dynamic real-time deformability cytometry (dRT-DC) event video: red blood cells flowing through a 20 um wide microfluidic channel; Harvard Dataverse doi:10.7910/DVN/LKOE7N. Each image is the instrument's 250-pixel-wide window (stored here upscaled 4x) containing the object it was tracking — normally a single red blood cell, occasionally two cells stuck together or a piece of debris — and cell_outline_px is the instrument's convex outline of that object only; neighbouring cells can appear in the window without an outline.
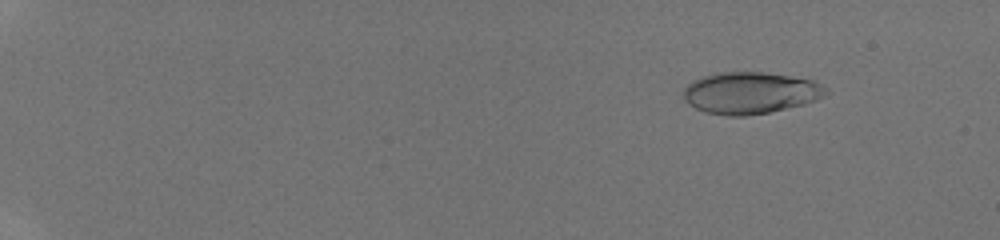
{"species": "human", "species_latin": "Homo sapiens", "temperature_condition": "room temperature", "stored_images_in_passage": 43, "camera_frame_rate_fps": 3000, "um_per_image_px": 0.085, "donor": {"sex": "male"}, "frame": {"image": 1, "passage_image": 3, "time_ms": 0.667, "image_size_px": [1000, 240], "cell_outline_px": [[832, 92], [816, 100], [804, 104], [768, 112], [748, 116], [728, 116], [704, 112], [688, 104], [684, 100], [684, 88], [692, 80], [700, 76], [720, 72], [764, 72], [816, 80], [828, 88]], "centroid_in_image_um": [63.8, 7.89], "position_along_channel_um": 21.2, "area_um2": 35.08}}
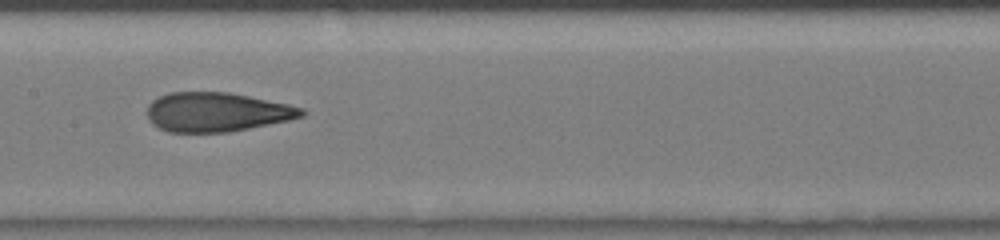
{"frame": {"image": 2, "passage_image": 24, "time_ms": 7.667, "image_size_px": [1000, 240], "cell_outline_px": [[308, 112], [304, 116], [288, 120], [228, 132], [168, 132], [152, 124], [148, 120], [148, 104], [152, 100], [168, 92], [228, 92], [288, 104], [304, 108]], "centroid_in_image_um": [18.42, 9.52], "position_along_channel_um": 189.0, "area_um2": 35.26}}
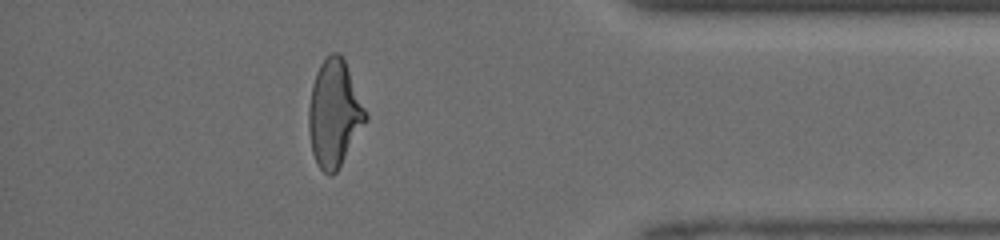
{"frame": {"image": 3, "passage_image": 39, "time_ms": 12.667, "image_size_px": [1000, 240], "cell_outline_px": [[368, 120], [336, 172], [332, 176], [328, 176], [316, 164], [312, 152], [308, 128], [308, 108], [312, 84], [316, 72], [320, 64], [332, 52], [336, 52], [344, 60], [368, 116]], "centroid_in_image_um": [28.39, 9.69], "position_along_channel_um": 406.8, "area_um2": 35.2}}